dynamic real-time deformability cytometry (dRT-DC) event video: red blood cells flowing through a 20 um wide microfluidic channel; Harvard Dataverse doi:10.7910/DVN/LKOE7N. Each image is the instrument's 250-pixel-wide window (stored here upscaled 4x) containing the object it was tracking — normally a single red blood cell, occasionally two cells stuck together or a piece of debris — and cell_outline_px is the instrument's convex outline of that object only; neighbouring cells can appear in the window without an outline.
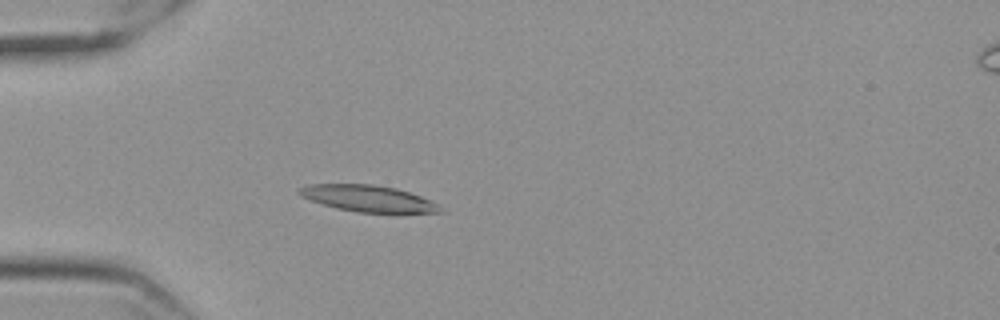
{"species": "Egyptian fruit bat (a non-hibernating species)", "species_latin": "Rousettus aegyptiacus", "temperature_condition": "cold", "stored_images_in_passage": 35, "camera_frame_rate_fps": 3000, "um_per_image_px": 0.085, "frame": {"image": 1, "passage_image": 7, "time_ms": 2.0, "image_size_px": [1000, 320], "cell_outline_px": [[444, 212], [356, 212], [336, 208], [300, 196], [296, 192], [300, 188], [308, 184], [372, 184], [396, 188], [420, 196], [440, 204]], "centroid_in_image_um": [31.28, 16.86], "position_along_channel_um": 53.7, "area_um2": 21.5}}
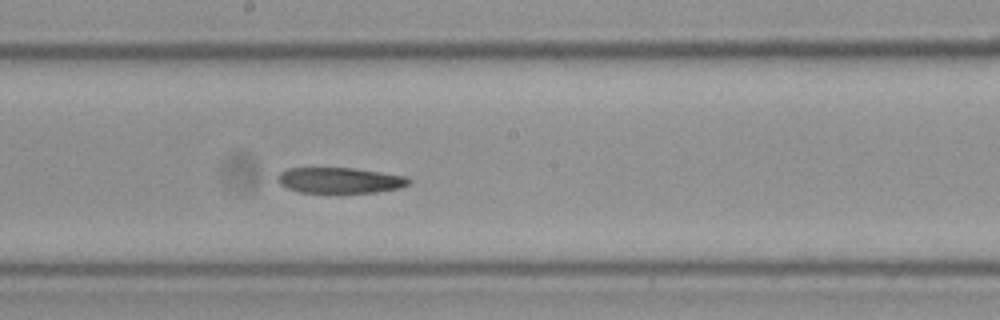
{"frame": {"image": 2, "passage_image": 22, "time_ms": 7.0, "image_size_px": [1000, 320], "cell_outline_px": [[412, 180], [408, 184], [400, 188], [376, 192], [300, 192], [288, 188], [280, 184], [276, 180], [276, 176], [280, 172], [288, 168], [352, 168], [408, 176]], "centroid_in_image_um": [28.89, 15.32], "position_along_channel_um": 219.3, "area_um2": 19.59}}
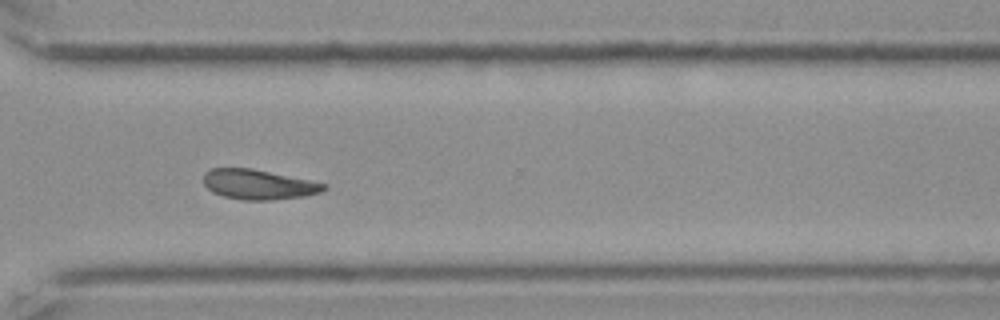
{"frame": {"image": 3, "passage_image": 33, "time_ms": 10.667, "image_size_px": [1000, 320], "cell_outline_px": [[328, 188], [320, 192], [304, 196], [272, 200], [244, 200], [224, 196], [212, 192], [204, 184], [204, 172], [212, 168], [252, 168], [328, 184]], "centroid_in_image_um": [21.97, 15.68], "position_along_channel_um": 348.6, "area_um2": 20.92}}